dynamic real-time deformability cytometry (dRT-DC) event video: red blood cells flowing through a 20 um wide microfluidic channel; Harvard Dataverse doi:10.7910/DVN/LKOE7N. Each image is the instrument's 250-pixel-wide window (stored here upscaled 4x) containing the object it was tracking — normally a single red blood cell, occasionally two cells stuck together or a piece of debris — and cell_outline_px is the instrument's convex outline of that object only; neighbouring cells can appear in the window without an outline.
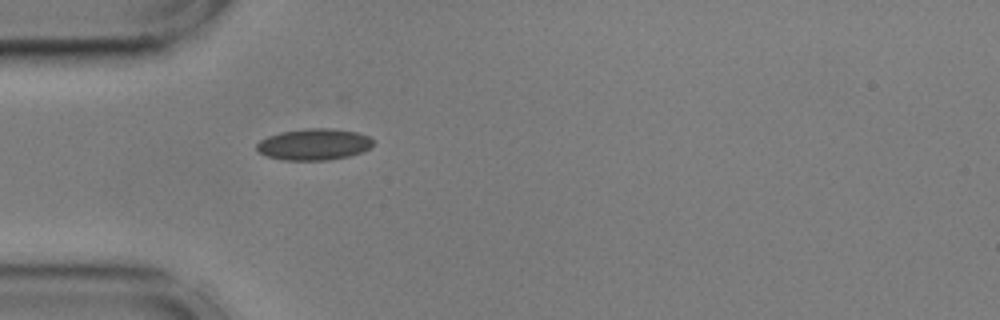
{"species": "common noctule bat (a hibernating species)", "species_latin": "Nyctalus noctula", "temperature_condition": "cold", "stored_images_in_passage": 22, "camera_frame_rate_fps": 3000, "um_per_image_px": 0.085, "animal": {"sex": "male", "body_mass_g": 17.9, "forearm_length_mm": 54.2}, "frame": {"image": 1, "passage_image": 1, "time_ms": 0.0, "image_size_px": [1000, 320], "cell_outline_px": [[372, 144], [368, 148], [360, 152], [348, 156], [324, 160], [280, 160], [268, 156], [260, 152], [256, 148], [256, 144], [260, 140], [268, 136], [280, 132], [308, 128], [332, 128], [356, 132], [368, 136], [372, 140]], "centroid_in_image_um": [26.64, 12.26], "position_along_channel_um": 58.4, "area_um2": 21.1}}
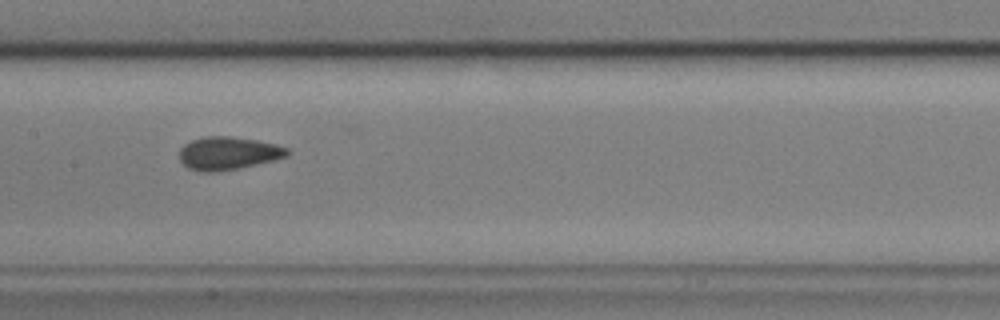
{"frame": {"image": 2, "passage_image": 12, "time_ms": 3.667, "image_size_px": [1000, 320], "cell_outline_px": [[292, 152], [288, 156], [256, 164], [216, 172], [200, 172], [188, 168], [180, 160], [180, 148], [184, 144], [192, 140], [204, 136], [228, 136], [256, 140], [276, 144], [288, 148]], "centroid_in_image_um": [19.39, 13.02], "position_along_channel_um": 188.0, "area_um2": 20.69}}
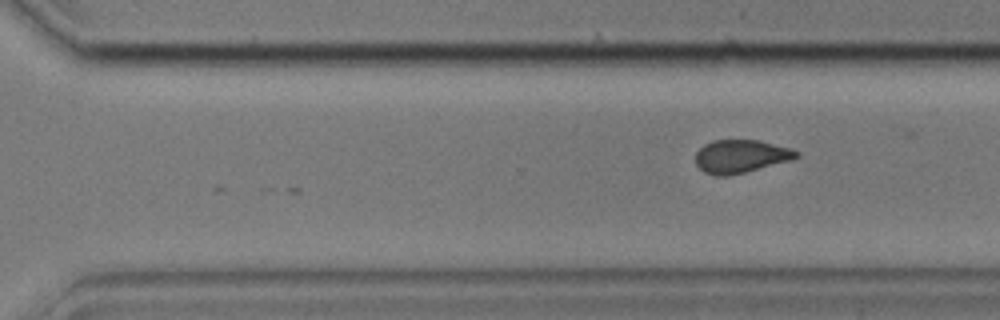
{"frame": {"image": 3, "passage_image": 22, "time_ms": 7.0, "image_size_px": [1000, 320], "cell_outline_px": [[800, 156], [788, 160], [744, 172], [728, 176], [716, 176], [704, 172], [696, 164], [696, 152], [704, 144], [712, 140], [760, 140], [788, 148], [800, 152]], "centroid_in_image_um": [62.92, 13.28], "position_along_channel_um": 307.7, "area_um2": 19.19}}